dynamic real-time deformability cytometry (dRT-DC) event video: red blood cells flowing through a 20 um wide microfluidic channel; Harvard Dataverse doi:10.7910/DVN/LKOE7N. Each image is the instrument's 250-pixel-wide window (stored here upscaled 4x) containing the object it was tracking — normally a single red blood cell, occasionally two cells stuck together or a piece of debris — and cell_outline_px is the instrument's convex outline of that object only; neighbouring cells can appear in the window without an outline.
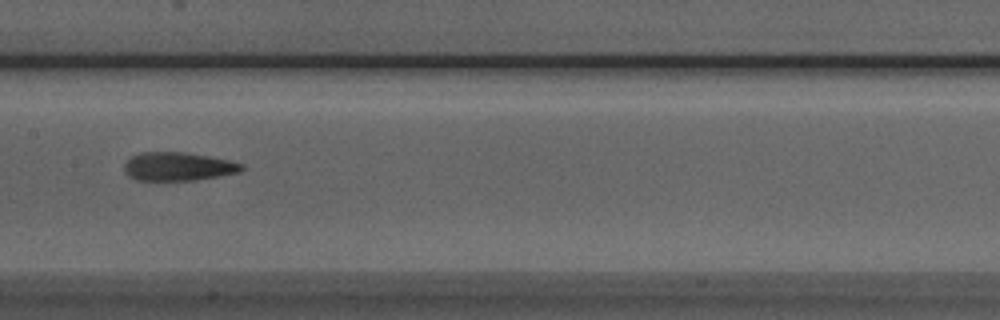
{"species": "Egyptian fruit bat (a non-hibernating species)", "species_latin": "Rousettus aegyptiacus", "temperature_condition": "room temperature", "stored_images_in_passage": 4, "camera_frame_rate_fps": 3000, "um_per_image_px": 0.085, "animal": {"sex": "male"}, "frame": {"image": 1, "passage_image": 4, "time_ms": 3.333, "image_size_px": [1000, 320], "cell_outline_px": [[244, 168], [240, 172], [196, 180], [136, 180], [128, 176], [124, 172], [124, 164], [132, 156], [140, 152], [184, 152], [228, 160], [244, 164]], "centroid_in_image_um": [15.12, 14.16], "position_along_channel_um": 192.3, "area_um2": 19.42}}